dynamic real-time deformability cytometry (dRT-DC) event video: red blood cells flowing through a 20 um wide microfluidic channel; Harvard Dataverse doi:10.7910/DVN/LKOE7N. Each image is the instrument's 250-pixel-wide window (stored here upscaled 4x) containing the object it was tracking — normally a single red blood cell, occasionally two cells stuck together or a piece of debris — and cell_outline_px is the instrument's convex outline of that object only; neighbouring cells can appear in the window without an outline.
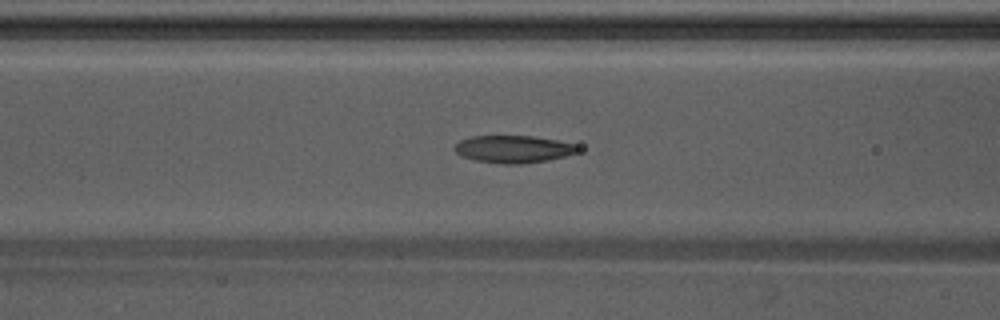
{"species": "Egyptian fruit bat (a non-hibernating species)", "species_latin": "Rousettus aegyptiacus", "temperature_condition": "warm", "stored_images_in_passage": 53, "camera_frame_rate_fps": 3000, "um_per_image_px": 0.085, "animal": {"sex": "male"}, "frame": {"image": 1, "passage_image": 20, "time_ms": 6.333, "image_size_px": [1000, 320], "cell_outline_px": [[580, 148], [576, 152], [564, 156], [548, 160], [524, 164], [500, 164], [476, 160], [460, 156], [452, 148], [460, 140], [472, 136], [532, 136], [556, 140], [576, 144]], "centroid_in_image_um": [43.61, 12.68], "position_along_channel_um": 123.0, "area_um2": 19.71}}
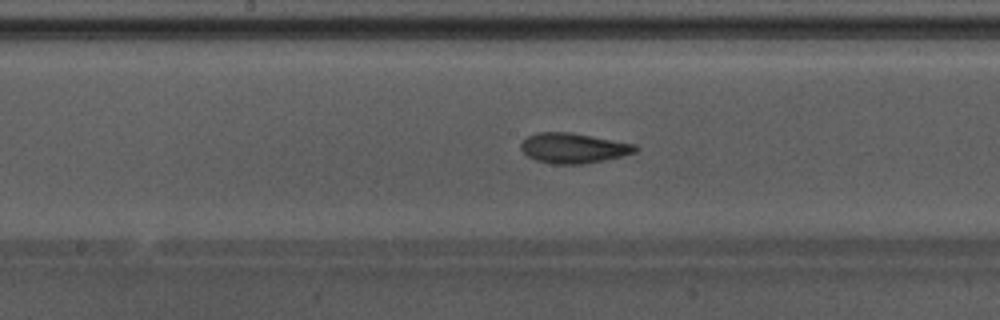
{"frame": {"image": 2, "passage_image": 26, "time_ms": 8.333, "image_size_px": [1000, 320], "cell_outline_px": [[640, 148], [636, 152], [604, 160], [584, 164], [552, 164], [536, 160], [528, 156], [520, 148], [520, 144], [528, 136], [536, 132], [572, 132], [636, 144]], "centroid_in_image_um": [48.75, 12.58], "position_along_channel_um": 199.4, "area_um2": 20.17}}
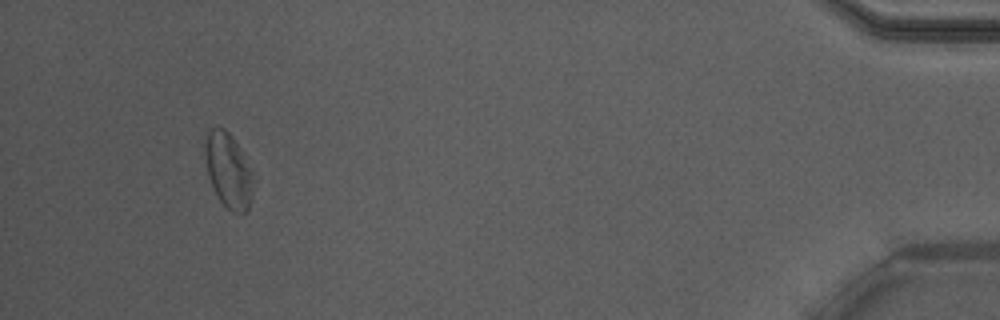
{"frame": {"image": 3, "passage_image": 49, "time_ms": 16.0, "image_size_px": [1000, 320], "cell_outline_px": [[256, 180], [252, 200], [248, 212], [232, 212], [220, 200], [208, 176], [204, 152], [204, 144], [208, 132], [212, 128], [224, 128], [232, 136], [244, 152]], "centroid_in_image_um": [19.47, 14.49], "position_along_channel_um": 415.7, "area_um2": 21.5}, "authors_computed_cell_mechanics": {"area_um2": 20.8658, "velocity_mm_per_s": 3.8297, "shape_relaxation_time_tau1_ms": 7.6154, "shape_relaxation_time_tau2_ms": 2.9832, "deformation_change_tau1": 0.1689, "deformation_change_tau2": 0.0987}}